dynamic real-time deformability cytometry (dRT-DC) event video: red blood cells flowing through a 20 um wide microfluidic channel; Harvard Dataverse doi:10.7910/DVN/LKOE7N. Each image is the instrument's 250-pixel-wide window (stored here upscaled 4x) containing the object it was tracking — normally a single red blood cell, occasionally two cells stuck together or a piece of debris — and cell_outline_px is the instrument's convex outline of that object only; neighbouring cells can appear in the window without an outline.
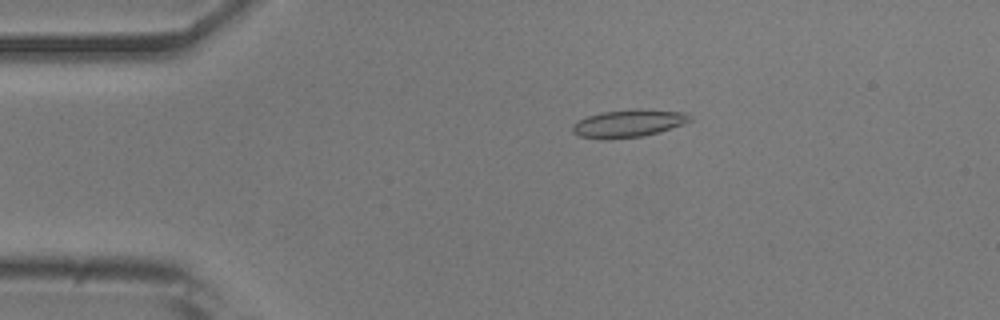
{"species": "common noctule bat (a hibernating species)", "species_latin": "Nyctalus noctula", "temperature_condition": "room temperature", "stored_images_in_passage": 40, "camera_frame_rate_fps": 3000, "um_per_image_px": 0.085, "animal": {"sex": "male", "body_mass_g": 20.5, "forearm_length_mm": 52.5}, "frame": {"image": 1, "passage_image": 2, "time_ms": 0.333, "image_size_px": [1000, 320], "cell_outline_px": [[692, 120], [656, 132], [640, 136], [580, 136], [572, 132], [572, 124], [588, 116], [600, 112], [636, 108], [644, 108], [688, 112], [692, 116]], "centroid_in_image_um": [53.49, 10.4], "position_along_channel_um": 31.5, "area_um2": 18.09}}
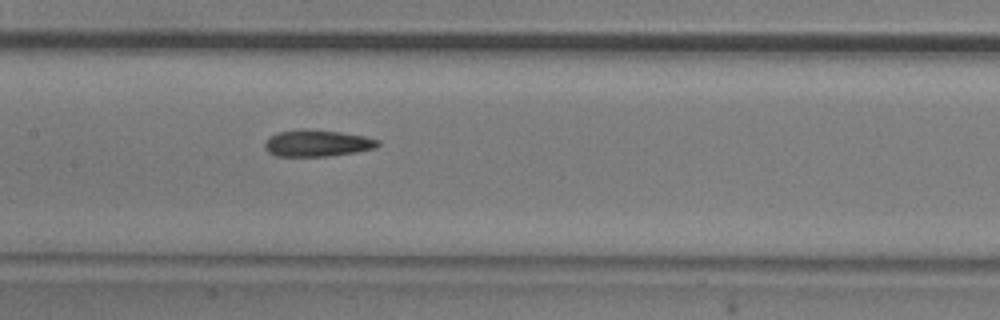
{"frame": {"image": 2, "passage_image": 17, "time_ms": 5.333, "image_size_px": [1000, 320], "cell_outline_px": [[380, 144], [376, 148], [356, 152], [328, 156], [276, 156], [268, 152], [264, 148], [264, 140], [280, 132], [340, 132], [364, 136], [380, 140]], "centroid_in_image_um": [27.0, 12.23], "position_along_channel_um": 180.4, "area_um2": 16.76}}
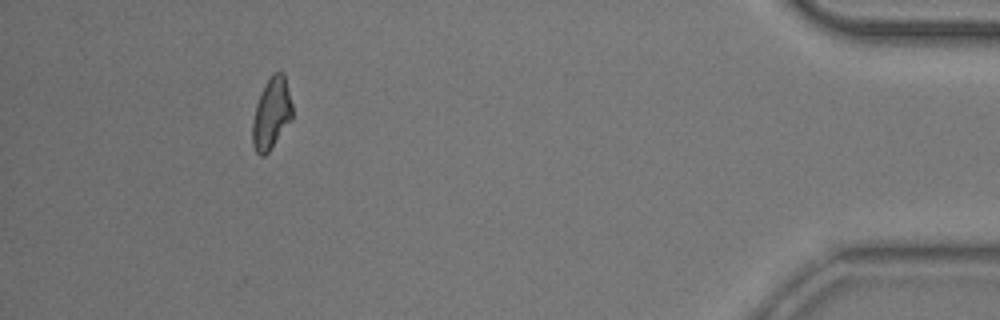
{"frame": {"image": 3, "passage_image": 40, "time_ms": 13.0, "image_size_px": [1000, 320], "cell_outline_px": [[292, 120], [268, 152], [264, 156], [260, 156], [256, 152], [252, 144], [252, 120], [256, 104], [272, 72], [284, 72], [292, 104]], "centroid_in_image_um": [23.07, 9.66], "position_along_channel_um": 412.1, "area_um2": 16.53}, "authors_computed_cell_mechanics": {"area_um2": 17.1666, "velocity_mm_per_s": 3.8358, "shape_relaxation_time_tau1_ms": null, "shape_relaxation_time_tau2_ms": 5.7401, "deformation_change_tau1": null, "deformation_change_tau2": 0.1484}}